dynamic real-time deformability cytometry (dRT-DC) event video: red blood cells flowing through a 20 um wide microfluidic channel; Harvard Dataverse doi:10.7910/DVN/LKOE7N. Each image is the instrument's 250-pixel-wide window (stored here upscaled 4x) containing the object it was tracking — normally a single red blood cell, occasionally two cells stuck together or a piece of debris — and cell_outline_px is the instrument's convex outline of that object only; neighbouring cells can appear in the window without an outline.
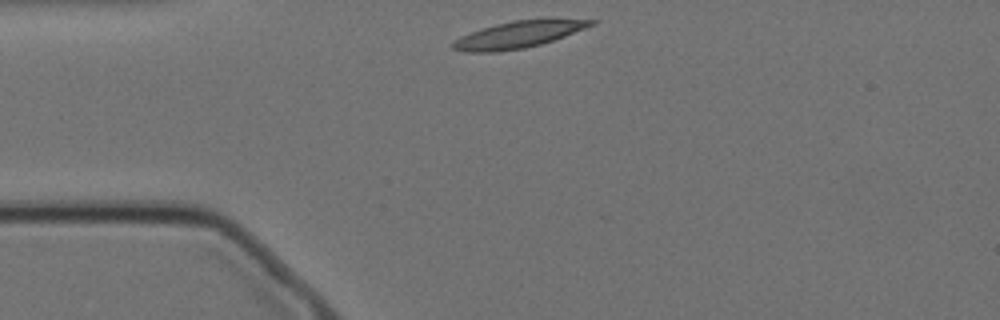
{"species": "Egyptian fruit bat (a non-hibernating species)", "species_latin": "Rousettus aegyptiacus", "temperature_condition": "cold", "stored_images_in_passage": 5, "camera_frame_rate_fps": 3000, "um_per_image_px": 0.085, "animal": {"sex": "female"}, "frame": {"image": 1, "passage_image": 1, "time_ms": 0.0, "image_size_px": [1000, 320], "cell_outline_px": [[596, 24], [564, 36], [540, 44], [524, 48], [496, 52], [464, 52], [452, 48], [452, 44], [460, 36], [496, 24], [512, 20], [552, 16], [596, 20]], "centroid_in_image_um": [44.17, 2.88], "position_along_channel_um": 40.8, "area_um2": 22.08}}